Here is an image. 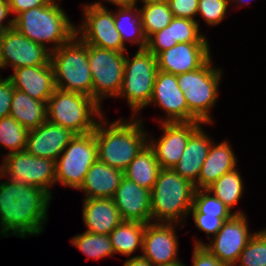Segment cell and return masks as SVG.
<instances>
[{
	"label": "cell",
	"instance_id": "1",
	"mask_svg": "<svg viewBox=\"0 0 266 266\" xmlns=\"http://www.w3.org/2000/svg\"><path fill=\"white\" fill-rule=\"evenodd\" d=\"M7 179L0 181V236H39L53 196L40 187Z\"/></svg>",
	"mask_w": 266,
	"mask_h": 266
},
{
	"label": "cell",
	"instance_id": "2",
	"mask_svg": "<svg viewBox=\"0 0 266 266\" xmlns=\"http://www.w3.org/2000/svg\"><path fill=\"white\" fill-rule=\"evenodd\" d=\"M137 117L128 120L120 118L112 122H107L105 116L100 118L95 128L100 162L124 171L148 144L143 118H139V115Z\"/></svg>",
	"mask_w": 266,
	"mask_h": 266
},
{
	"label": "cell",
	"instance_id": "3",
	"mask_svg": "<svg viewBox=\"0 0 266 266\" xmlns=\"http://www.w3.org/2000/svg\"><path fill=\"white\" fill-rule=\"evenodd\" d=\"M56 1L23 11L14 18V28L18 32L50 52L71 40L77 27L60 6L61 0Z\"/></svg>",
	"mask_w": 266,
	"mask_h": 266
},
{
	"label": "cell",
	"instance_id": "4",
	"mask_svg": "<svg viewBox=\"0 0 266 266\" xmlns=\"http://www.w3.org/2000/svg\"><path fill=\"white\" fill-rule=\"evenodd\" d=\"M195 190L192 182L172 168H161L151 190L152 222L176 223L182 229L190 217Z\"/></svg>",
	"mask_w": 266,
	"mask_h": 266
},
{
	"label": "cell",
	"instance_id": "5",
	"mask_svg": "<svg viewBox=\"0 0 266 266\" xmlns=\"http://www.w3.org/2000/svg\"><path fill=\"white\" fill-rule=\"evenodd\" d=\"M212 57L200 68L178 74V86L188 105V122L199 121L213 125L211 109L219 96L222 69L212 64Z\"/></svg>",
	"mask_w": 266,
	"mask_h": 266
},
{
	"label": "cell",
	"instance_id": "6",
	"mask_svg": "<svg viewBox=\"0 0 266 266\" xmlns=\"http://www.w3.org/2000/svg\"><path fill=\"white\" fill-rule=\"evenodd\" d=\"M101 107L90 96L55 88L47 102V120L76 135L87 134L104 116Z\"/></svg>",
	"mask_w": 266,
	"mask_h": 266
},
{
	"label": "cell",
	"instance_id": "7",
	"mask_svg": "<svg viewBox=\"0 0 266 266\" xmlns=\"http://www.w3.org/2000/svg\"><path fill=\"white\" fill-rule=\"evenodd\" d=\"M56 88L92 97L88 45L75 35L50 54Z\"/></svg>",
	"mask_w": 266,
	"mask_h": 266
},
{
	"label": "cell",
	"instance_id": "8",
	"mask_svg": "<svg viewBox=\"0 0 266 266\" xmlns=\"http://www.w3.org/2000/svg\"><path fill=\"white\" fill-rule=\"evenodd\" d=\"M157 71L156 56L147 49L137 50L131 58L125 57L124 76L117 98L127 100L132 117H137L149 106Z\"/></svg>",
	"mask_w": 266,
	"mask_h": 266
},
{
	"label": "cell",
	"instance_id": "9",
	"mask_svg": "<svg viewBox=\"0 0 266 266\" xmlns=\"http://www.w3.org/2000/svg\"><path fill=\"white\" fill-rule=\"evenodd\" d=\"M98 160L95 130L75 135L56 160V183L79 189L89 168Z\"/></svg>",
	"mask_w": 266,
	"mask_h": 266
},
{
	"label": "cell",
	"instance_id": "10",
	"mask_svg": "<svg viewBox=\"0 0 266 266\" xmlns=\"http://www.w3.org/2000/svg\"><path fill=\"white\" fill-rule=\"evenodd\" d=\"M126 53L88 45V63L92 75V98L100 105L103 99L116 98L120 92Z\"/></svg>",
	"mask_w": 266,
	"mask_h": 266
},
{
	"label": "cell",
	"instance_id": "11",
	"mask_svg": "<svg viewBox=\"0 0 266 266\" xmlns=\"http://www.w3.org/2000/svg\"><path fill=\"white\" fill-rule=\"evenodd\" d=\"M82 7L83 22L76 27V35L87 45L126 53L114 21V12L107 6L86 3Z\"/></svg>",
	"mask_w": 266,
	"mask_h": 266
},
{
	"label": "cell",
	"instance_id": "12",
	"mask_svg": "<svg viewBox=\"0 0 266 266\" xmlns=\"http://www.w3.org/2000/svg\"><path fill=\"white\" fill-rule=\"evenodd\" d=\"M3 159L0 178L40 187L53 196L50 187L56 183V161L35 157L26 150L6 154Z\"/></svg>",
	"mask_w": 266,
	"mask_h": 266
},
{
	"label": "cell",
	"instance_id": "13",
	"mask_svg": "<svg viewBox=\"0 0 266 266\" xmlns=\"http://www.w3.org/2000/svg\"><path fill=\"white\" fill-rule=\"evenodd\" d=\"M247 218L246 214H234L223 223L218 233L208 240V244L194 239V245L204 246L220 262L235 266L242 250L255 234L248 230Z\"/></svg>",
	"mask_w": 266,
	"mask_h": 266
},
{
	"label": "cell",
	"instance_id": "14",
	"mask_svg": "<svg viewBox=\"0 0 266 266\" xmlns=\"http://www.w3.org/2000/svg\"><path fill=\"white\" fill-rule=\"evenodd\" d=\"M51 52L31 41L14 27L1 32L0 68L41 66L50 63Z\"/></svg>",
	"mask_w": 266,
	"mask_h": 266
},
{
	"label": "cell",
	"instance_id": "15",
	"mask_svg": "<svg viewBox=\"0 0 266 266\" xmlns=\"http://www.w3.org/2000/svg\"><path fill=\"white\" fill-rule=\"evenodd\" d=\"M204 123L161 122L160 138L148 134V145L153 149L161 168H173L181 159L190 136Z\"/></svg>",
	"mask_w": 266,
	"mask_h": 266
},
{
	"label": "cell",
	"instance_id": "16",
	"mask_svg": "<svg viewBox=\"0 0 266 266\" xmlns=\"http://www.w3.org/2000/svg\"><path fill=\"white\" fill-rule=\"evenodd\" d=\"M176 223H147L143 236L142 256L154 266L180 260Z\"/></svg>",
	"mask_w": 266,
	"mask_h": 266
},
{
	"label": "cell",
	"instance_id": "17",
	"mask_svg": "<svg viewBox=\"0 0 266 266\" xmlns=\"http://www.w3.org/2000/svg\"><path fill=\"white\" fill-rule=\"evenodd\" d=\"M156 105L165 112L161 122H188V105L178 86L177 75L158 70L149 105Z\"/></svg>",
	"mask_w": 266,
	"mask_h": 266
},
{
	"label": "cell",
	"instance_id": "18",
	"mask_svg": "<svg viewBox=\"0 0 266 266\" xmlns=\"http://www.w3.org/2000/svg\"><path fill=\"white\" fill-rule=\"evenodd\" d=\"M209 42L177 43L157 56L158 70L174 75L202 67L211 58Z\"/></svg>",
	"mask_w": 266,
	"mask_h": 266
},
{
	"label": "cell",
	"instance_id": "19",
	"mask_svg": "<svg viewBox=\"0 0 266 266\" xmlns=\"http://www.w3.org/2000/svg\"><path fill=\"white\" fill-rule=\"evenodd\" d=\"M75 135L71 130L46 120L36 129L29 130L25 150L35 157L56 161Z\"/></svg>",
	"mask_w": 266,
	"mask_h": 266
},
{
	"label": "cell",
	"instance_id": "20",
	"mask_svg": "<svg viewBox=\"0 0 266 266\" xmlns=\"http://www.w3.org/2000/svg\"><path fill=\"white\" fill-rule=\"evenodd\" d=\"M151 191L135 182L122 178L113 196L114 203L123 221L152 222Z\"/></svg>",
	"mask_w": 266,
	"mask_h": 266
},
{
	"label": "cell",
	"instance_id": "21",
	"mask_svg": "<svg viewBox=\"0 0 266 266\" xmlns=\"http://www.w3.org/2000/svg\"><path fill=\"white\" fill-rule=\"evenodd\" d=\"M198 21L173 17L164 29L155 32L147 39L146 49L157 56L177 43L208 42L206 35L200 31Z\"/></svg>",
	"mask_w": 266,
	"mask_h": 266
},
{
	"label": "cell",
	"instance_id": "22",
	"mask_svg": "<svg viewBox=\"0 0 266 266\" xmlns=\"http://www.w3.org/2000/svg\"><path fill=\"white\" fill-rule=\"evenodd\" d=\"M7 78L15 89L25 92L30 97L48 102L56 86L51 63L41 66L20 67Z\"/></svg>",
	"mask_w": 266,
	"mask_h": 266
},
{
	"label": "cell",
	"instance_id": "23",
	"mask_svg": "<svg viewBox=\"0 0 266 266\" xmlns=\"http://www.w3.org/2000/svg\"><path fill=\"white\" fill-rule=\"evenodd\" d=\"M229 142L222 141L219 144L212 142L207 157L201 167L196 189H207L222 175L237 168V157Z\"/></svg>",
	"mask_w": 266,
	"mask_h": 266
},
{
	"label": "cell",
	"instance_id": "24",
	"mask_svg": "<svg viewBox=\"0 0 266 266\" xmlns=\"http://www.w3.org/2000/svg\"><path fill=\"white\" fill-rule=\"evenodd\" d=\"M82 205L86 232L109 235L123 221L112 198L83 199Z\"/></svg>",
	"mask_w": 266,
	"mask_h": 266
},
{
	"label": "cell",
	"instance_id": "25",
	"mask_svg": "<svg viewBox=\"0 0 266 266\" xmlns=\"http://www.w3.org/2000/svg\"><path fill=\"white\" fill-rule=\"evenodd\" d=\"M203 125L206 123L202 124L190 136L181 159L172 168L178 175L188 179L193 184L197 182L208 150L212 142L215 141L204 131Z\"/></svg>",
	"mask_w": 266,
	"mask_h": 266
},
{
	"label": "cell",
	"instance_id": "26",
	"mask_svg": "<svg viewBox=\"0 0 266 266\" xmlns=\"http://www.w3.org/2000/svg\"><path fill=\"white\" fill-rule=\"evenodd\" d=\"M123 177L124 171L97 160L89 168L84 182L78 190L84 193L83 199L113 198Z\"/></svg>",
	"mask_w": 266,
	"mask_h": 266
},
{
	"label": "cell",
	"instance_id": "27",
	"mask_svg": "<svg viewBox=\"0 0 266 266\" xmlns=\"http://www.w3.org/2000/svg\"><path fill=\"white\" fill-rule=\"evenodd\" d=\"M9 116L28 130L36 129L47 120V103L14 88Z\"/></svg>",
	"mask_w": 266,
	"mask_h": 266
},
{
	"label": "cell",
	"instance_id": "28",
	"mask_svg": "<svg viewBox=\"0 0 266 266\" xmlns=\"http://www.w3.org/2000/svg\"><path fill=\"white\" fill-rule=\"evenodd\" d=\"M160 169L153 149L147 144L124 170V176L151 191Z\"/></svg>",
	"mask_w": 266,
	"mask_h": 266
},
{
	"label": "cell",
	"instance_id": "29",
	"mask_svg": "<svg viewBox=\"0 0 266 266\" xmlns=\"http://www.w3.org/2000/svg\"><path fill=\"white\" fill-rule=\"evenodd\" d=\"M116 9L114 21L123 44L127 47L126 42H130L133 45L137 44L138 50L146 49L147 38L143 32L138 6H124Z\"/></svg>",
	"mask_w": 266,
	"mask_h": 266
},
{
	"label": "cell",
	"instance_id": "30",
	"mask_svg": "<svg viewBox=\"0 0 266 266\" xmlns=\"http://www.w3.org/2000/svg\"><path fill=\"white\" fill-rule=\"evenodd\" d=\"M146 224L137 221H122L110 233L113 250L124 256L134 254L143 249V236Z\"/></svg>",
	"mask_w": 266,
	"mask_h": 266
},
{
	"label": "cell",
	"instance_id": "31",
	"mask_svg": "<svg viewBox=\"0 0 266 266\" xmlns=\"http://www.w3.org/2000/svg\"><path fill=\"white\" fill-rule=\"evenodd\" d=\"M244 186L241 173L237 167V169L222 175L206 190L221 200L232 211L243 197Z\"/></svg>",
	"mask_w": 266,
	"mask_h": 266
},
{
	"label": "cell",
	"instance_id": "32",
	"mask_svg": "<svg viewBox=\"0 0 266 266\" xmlns=\"http://www.w3.org/2000/svg\"><path fill=\"white\" fill-rule=\"evenodd\" d=\"M70 241L72 246L86 255V260L91 258L98 260L99 258L115 255L109 235L92 234L85 231L74 235Z\"/></svg>",
	"mask_w": 266,
	"mask_h": 266
},
{
	"label": "cell",
	"instance_id": "33",
	"mask_svg": "<svg viewBox=\"0 0 266 266\" xmlns=\"http://www.w3.org/2000/svg\"><path fill=\"white\" fill-rule=\"evenodd\" d=\"M143 32L148 39L152 34L168 26L173 14L167 2L142 5L139 8Z\"/></svg>",
	"mask_w": 266,
	"mask_h": 266
},
{
	"label": "cell",
	"instance_id": "34",
	"mask_svg": "<svg viewBox=\"0 0 266 266\" xmlns=\"http://www.w3.org/2000/svg\"><path fill=\"white\" fill-rule=\"evenodd\" d=\"M28 134L29 130L13 117L7 116L0 119V146L9 149L6 154L25 150Z\"/></svg>",
	"mask_w": 266,
	"mask_h": 266
},
{
	"label": "cell",
	"instance_id": "35",
	"mask_svg": "<svg viewBox=\"0 0 266 266\" xmlns=\"http://www.w3.org/2000/svg\"><path fill=\"white\" fill-rule=\"evenodd\" d=\"M189 214H208L216 217H232L234 214H245L243 210L231 211L221 200L206 189H196L193 206Z\"/></svg>",
	"mask_w": 266,
	"mask_h": 266
},
{
	"label": "cell",
	"instance_id": "36",
	"mask_svg": "<svg viewBox=\"0 0 266 266\" xmlns=\"http://www.w3.org/2000/svg\"><path fill=\"white\" fill-rule=\"evenodd\" d=\"M266 266V231L255 232L248 244L242 250L236 265ZM235 265V266H236Z\"/></svg>",
	"mask_w": 266,
	"mask_h": 266
},
{
	"label": "cell",
	"instance_id": "37",
	"mask_svg": "<svg viewBox=\"0 0 266 266\" xmlns=\"http://www.w3.org/2000/svg\"><path fill=\"white\" fill-rule=\"evenodd\" d=\"M231 0H199L197 16L209 26H217L225 19Z\"/></svg>",
	"mask_w": 266,
	"mask_h": 266
},
{
	"label": "cell",
	"instance_id": "38",
	"mask_svg": "<svg viewBox=\"0 0 266 266\" xmlns=\"http://www.w3.org/2000/svg\"><path fill=\"white\" fill-rule=\"evenodd\" d=\"M193 216L195 227L207 234V238H213L221 229L223 223L231 217H216L208 214H189Z\"/></svg>",
	"mask_w": 266,
	"mask_h": 266
},
{
	"label": "cell",
	"instance_id": "39",
	"mask_svg": "<svg viewBox=\"0 0 266 266\" xmlns=\"http://www.w3.org/2000/svg\"><path fill=\"white\" fill-rule=\"evenodd\" d=\"M169 9L173 17H180L197 21L196 15L199 0H168Z\"/></svg>",
	"mask_w": 266,
	"mask_h": 266
},
{
	"label": "cell",
	"instance_id": "40",
	"mask_svg": "<svg viewBox=\"0 0 266 266\" xmlns=\"http://www.w3.org/2000/svg\"><path fill=\"white\" fill-rule=\"evenodd\" d=\"M192 266H229L220 262L204 246L193 247Z\"/></svg>",
	"mask_w": 266,
	"mask_h": 266
},
{
	"label": "cell",
	"instance_id": "41",
	"mask_svg": "<svg viewBox=\"0 0 266 266\" xmlns=\"http://www.w3.org/2000/svg\"><path fill=\"white\" fill-rule=\"evenodd\" d=\"M13 91L14 86L12 82L5 77L0 82V119L10 114V103L12 101Z\"/></svg>",
	"mask_w": 266,
	"mask_h": 266
},
{
	"label": "cell",
	"instance_id": "42",
	"mask_svg": "<svg viewBox=\"0 0 266 266\" xmlns=\"http://www.w3.org/2000/svg\"><path fill=\"white\" fill-rule=\"evenodd\" d=\"M10 7L11 14H15V18L18 14L23 11H27L31 8H36L39 6H46L52 0H7Z\"/></svg>",
	"mask_w": 266,
	"mask_h": 266
},
{
	"label": "cell",
	"instance_id": "43",
	"mask_svg": "<svg viewBox=\"0 0 266 266\" xmlns=\"http://www.w3.org/2000/svg\"><path fill=\"white\" fill-rule=\"evenodd\" d=\"M9 14H11V11L8 5V1L0 0V32L14 27V18L8 19L6 21ZM3 22H5V24Z\"/></svg>",
	"mask_w": 266,
	"mask_h": 266
},
{
	"label": "cell",
	"instance_id": "44",
	"mask_svg": "<svg viewBox=\"0 0 266 266\" xmlns=\"http://www.w3.org/2000/svg\"><path fill=\"white\" fill-rule=\"evenodd\" d=\"M123 264V266H154L150 260L143 257L141 254L127 258Z\"/></svg>",
	"mask_w": 266,
	"mask_h": 266
},
{
	"label": "cell",
	"instance_id": "45",
	"mask_svg": "<svg viewBox=\"0 0 266 266\" xmlns=\"http://www.w3.org/2000/svg\"><path fill=\"white\" fill-rule=\"evenodd\" d=\"M104 1L105 3H112V5L114 4L116 7H124V6H136L137 5V0H99L96 1L94 3L100 5V6H104Z\"/></svg>",
	"mask_w": 266,
	"mask_h": 266
},
{
	"label": "cell",
	"instance_id": "46",
	"mask_svg": "<svg viewBox=\"0 0 266 266\" xmlns=\"http://www.w3.org/2000/svg\"><path fill=\"white\" fill-rule=\"evenodd\" d=\"M142 2L143 5H146V4H155V3H165L167 2L168 0H137V2Z\"/></svg>",
	"mask_w": 266,
	"mask_h": 266
},
{
	"label": "cell",
	"instance_id": "47",
	"mask_svg": "<svg viewBox=\"0 0 266 266\" xmlns=\"http://www.w3.org/2000/svg\"><path fill=\"white\" fill-rule=\"evenodd\" d=\"M157 266H186V264H184V262H181V260H177L169 264H162V265H157Z\"/></svg>",
	"mask_w": 266,
	"mask_h": 266
},
{
	"label": "cell",
	"instance_id": "48",
	"mask_svg": "<svg viewBox=\"0 0 266 266\" xmlns=\"http://www.w3.org/2000/svg\"><path fill=\"white\" fill-rule=\"evenodd\" d=\"M251 0H231V4L235 2L236 6L240 5L239 7L241 6H245L247 5ZM244 4V5H243Z\"/></svg>",
	"mask_w": 266,
	"mask_h": 266
},
{
	"label": "cell",
	"instance_id": "49",
	"mask_svg": "<svg viewBox=\"0 0 266 266\" xmlns=\"http://www.w3.org/2000/svg\"><path fill=\"white\" fill-rule=\"evenodd\" d=\"M0 69H1V68H0ZM1 76H2V74L0 75V82L4 79V78H2ZM1 78H2V79H1Z\"/></svg>",
	"mask_w": 266,
	"mask_h": 266
}]
</instances>
